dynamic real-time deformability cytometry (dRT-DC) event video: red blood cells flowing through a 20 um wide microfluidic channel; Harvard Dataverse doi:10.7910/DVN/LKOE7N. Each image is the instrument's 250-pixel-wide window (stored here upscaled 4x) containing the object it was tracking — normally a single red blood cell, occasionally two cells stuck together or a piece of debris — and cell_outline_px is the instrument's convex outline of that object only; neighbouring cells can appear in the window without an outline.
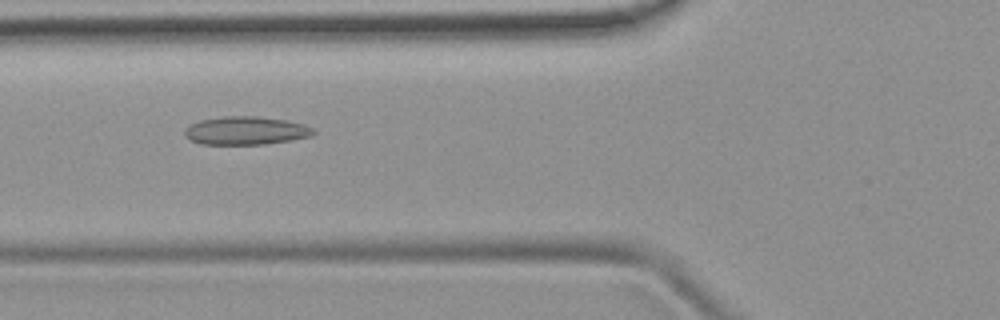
{"species": "common noctule bat (a hibernating species)", "species_latin": "Nyctalus noctula", "temperature_condition": "room temperature", "stored_images_in_passage": 51, "camera_frame_rate_fps": 3000, "um_per_image_px": 0.085, "animal": {"sex": "female", "body_mass_g": 19.9}, "frame": {"image": 1, "passage_image": 19, "time_ms": 6.0, "image_size_px": [1000, 320], "cell_outline_px": [[316, 132], [312, 136], [292, 140], [264, 144], [200, 144], [184, 136], [184, 132], [192, 124], [200, 120], [224, 116], [256, 116], [288, 120], [304, 124], [312, 128]], "centroid_in_image_um": [20.94, 11.1], "position_along_channel_um": 104.9, "area_um2": 21.15}}
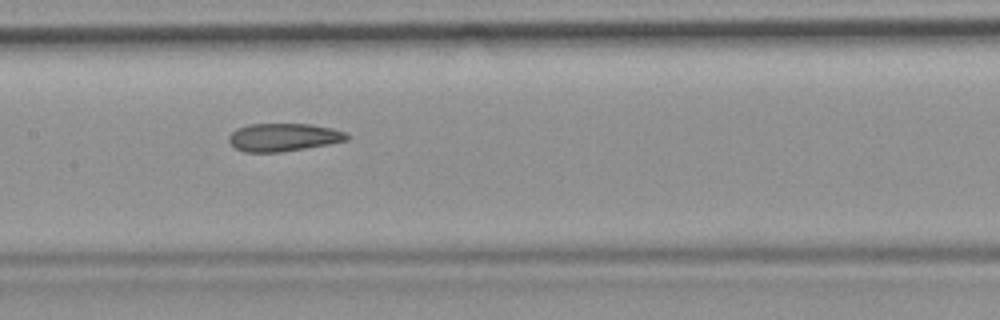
{"frame": {"image": 2, "passage_image": 25, "time_ms": 8.0, "image_size_px": [1000, 320], "cell_outline_px": [[352, 136], [348, 140], [328, 144], [280, 152], [244, 152], [236, 148], [228, 140], [228, 136], [236, 128], [248, 124], [308, 124], [332, 128], [348, 132]], "centroid_in_image_um": [24.12, 11.66], "position_along_channel_um": 183.3, "area_um2": 19.31}}
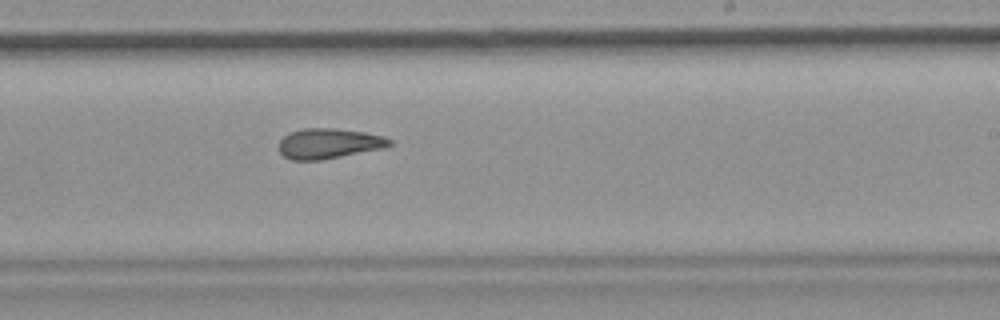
{"frame": {"image": 3, "passage_image": 31, "time_ms": 10.0, "image_size_px": [1000, 320], "cell_outline_px": [[392, 144], [384, 148], [320, 160], [292, 160], [284, 156], [280, 152], [280, 140], [288, 132], [304, 128], [336, 128], [364, 132], [384, 136], [392, 140]], "centroid_in_image_um": [27.96, 12.19], "position_along_channel_um": 261.0, "area_um2": 19.48}, "authors_computed_cell_mechanics": {"area_um2": 20.2878, "velocity_mm_per_s": 3.9133, "shape_relaxation_time_tau1_ms": null, "shape_relaxation_time_tau2_ms": 3.142, "deformation_change_tau1": null, "deformation_change_tau2": 0.1102}}